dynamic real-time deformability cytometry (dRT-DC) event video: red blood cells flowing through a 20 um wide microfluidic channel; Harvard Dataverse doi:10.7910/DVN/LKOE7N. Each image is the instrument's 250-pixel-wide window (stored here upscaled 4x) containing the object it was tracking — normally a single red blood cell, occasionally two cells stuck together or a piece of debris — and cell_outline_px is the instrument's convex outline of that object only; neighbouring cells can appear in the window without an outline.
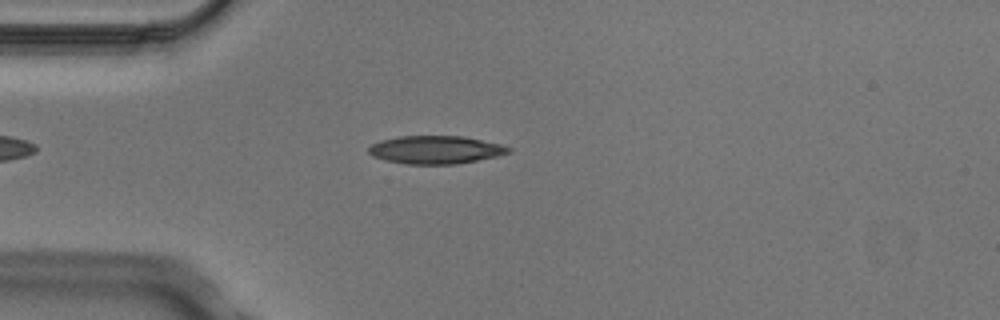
{"species": "Egyptian fruit bat (a non-hibernating species)", "species_latin": "Rousettus aegyptiacus", "temperature_condition": "cold", "stored_images_in_passage": 2, "camera_frame_rate_fps": 3000, "um_per_image_px": 0.085, "animal": {"sex": "male"}, "frame": {"image": 1, "passage_image": 1, "time_ms": 0.0, "image_size_px": [1000, 320], "cell_outline_px": [[512, 152], [496, 156], [456, 164], [408, 164], [388, 160], [372, 156], [368, 152], [368, 148], [372, 144], [380, 140], [400, 136], [464, 136], [500, 144], [512, 148]], "centroid_in_image_um": [37.03, 12.72], "position_along_channel_um": 48.0, "area_um2": 22.72}}